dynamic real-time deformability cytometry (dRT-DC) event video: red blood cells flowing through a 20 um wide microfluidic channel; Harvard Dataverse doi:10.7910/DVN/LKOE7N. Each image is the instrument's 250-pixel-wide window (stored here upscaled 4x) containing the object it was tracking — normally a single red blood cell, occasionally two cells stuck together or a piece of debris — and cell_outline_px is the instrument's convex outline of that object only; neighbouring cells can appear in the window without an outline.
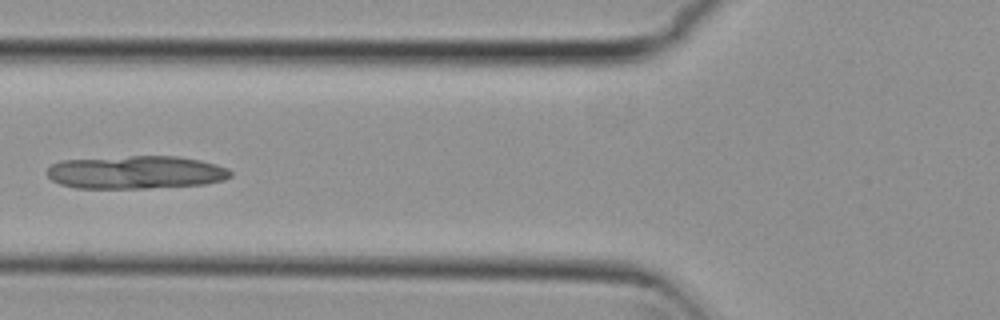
{"species": "common noctule bat (a hibernating species)", "species_latin": "Nyctalus noctula", "temperature_condition": "cold", "stored_images_in_passage": 6, "camera_frame_rate_fps": 3000, "um_per_image_px": 0.085, "animal": {"sex": "female", "body_mass_g": 29.2, "forearm_length_mm": 56.3}, "frame": {"image": 1, "passage_image": 6, "time_ms": 1.667, "image_size_px": [1000, 320], "cell_outline_px": [[232, 176], [224, 180], [204, 184], [144, 188], [76, 188], [60, 184], [52, 180], [44, 172], [52, 164], [60, 160], [128, 156], [176, 156], [200, 160], [216, 164], [228, 168], [232, 172]], "centroid_in_image_um": [11.53, 14.64], "position_along_channel_um": 114.3, "area_um2": 35.55}}